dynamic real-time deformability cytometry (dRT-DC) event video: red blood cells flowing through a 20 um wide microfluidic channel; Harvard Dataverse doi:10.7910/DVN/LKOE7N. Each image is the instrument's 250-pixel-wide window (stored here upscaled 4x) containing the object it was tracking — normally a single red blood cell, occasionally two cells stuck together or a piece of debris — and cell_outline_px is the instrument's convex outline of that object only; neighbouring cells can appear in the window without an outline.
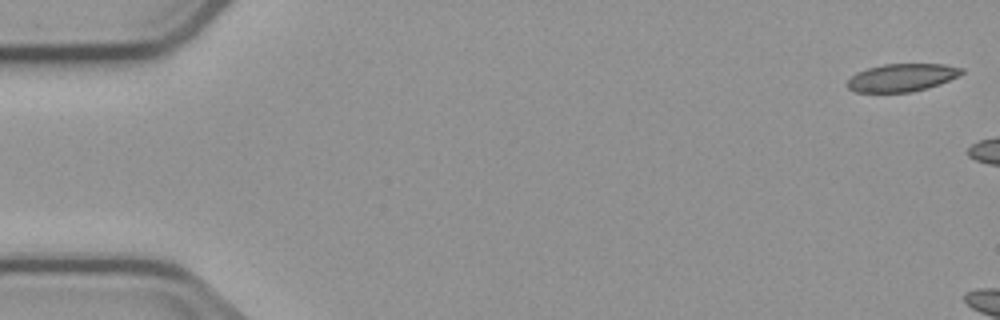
{"species": "common noctule bat (a hibernating species)", "species_latin": "Nyctalus noctula", "temperature_condition": "cold", "stored_images_in_passage": 2, "camera_frame_rate_fps": 3000, "um_per_image_px": 0.085, "animal": {"sex": "male", "body_mass_g": 23.1, "forearm_length_mm": 52.7}, "frame": {"image": 1, "passage_image": 1, "time_ms": 0.0, "image_size_px": [1000, 320], "cell_outline_px": [[964, 72], [940, 84], [928, 88], [912, 92], [856, 92], [848, 88], [848, 80], [856, 72], [868, 68], [884, 64], [944, 64], [964, 68]], "centroid_in_image_um": [76.67, 6.59], "position_along_channel_um": 8.3, "area_um2": 18.44}}